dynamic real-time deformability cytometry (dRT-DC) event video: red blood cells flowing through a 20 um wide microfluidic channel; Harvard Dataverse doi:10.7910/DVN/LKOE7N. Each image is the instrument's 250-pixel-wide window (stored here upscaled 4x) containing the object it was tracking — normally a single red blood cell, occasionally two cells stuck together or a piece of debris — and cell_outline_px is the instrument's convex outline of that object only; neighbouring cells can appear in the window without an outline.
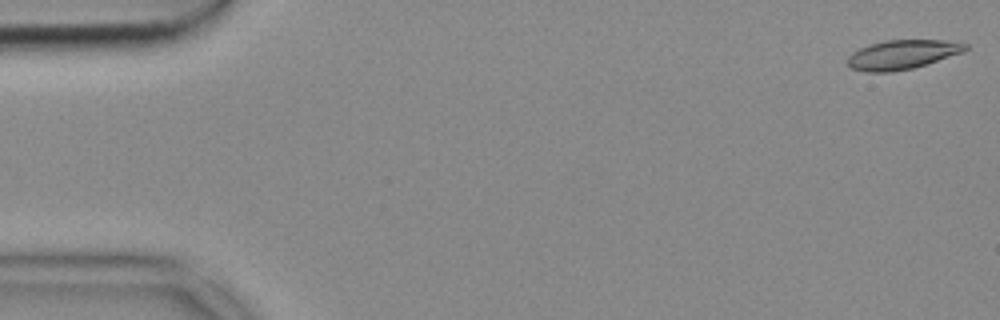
{"species": "common noctule bat (a hibernating species)", "species_latin": "Nyctalus noctula", "temperature_condition": "cold", "stored_images_in_passage": 53, "camera_frame_rate_fps": 3000, "um_per_image_px": 0.085, "animal": {"sex": "female", "body_mass_g": 18.4}, "frame": {"image": 1, "passage_image": 1, "time_ms": 0.0, "image_size_px": [1000, 320], "cell_outline_px": [[968, 48], [964, 52], [912, 68], [892, 72], [864, 72], [852, 68], [848, 64], [848, 56], [852, 52], [860, 48], [884, 40], [944, 40], [968, 44]], "centroid_in_image_um": [76.69, 4.64], "position_along_channel_um": 8.3, "area_um2": 19.94}}
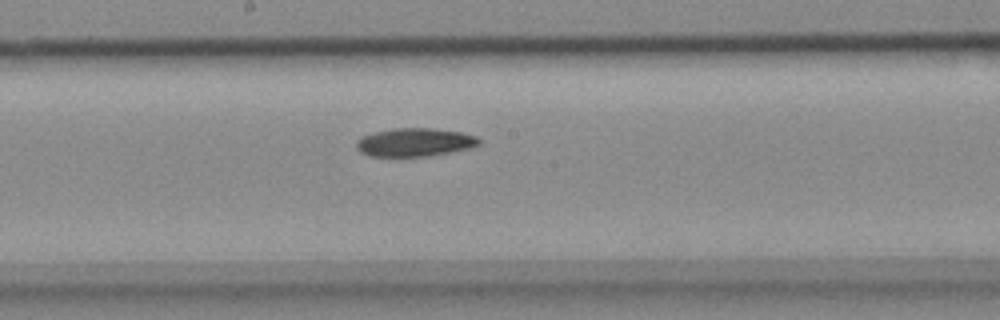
{"frame": {"image": 2, "passage_image": 28, "time_ms": 9.0, "image_size_px": [1000, 320], "cell_outline_px": [[484, 140], [480, 144], [472, 148], [428, 156], [368, 156], [360, 152], [356, 148], [356, 140], [360, 136], [372, 132], [392, 128], [432, 128], [460, 132], [476, 136]], "centroid_in_image_um": [35.24, 12.09], "position_along_channel_um": 213.0, "area_um2": 20.58}}
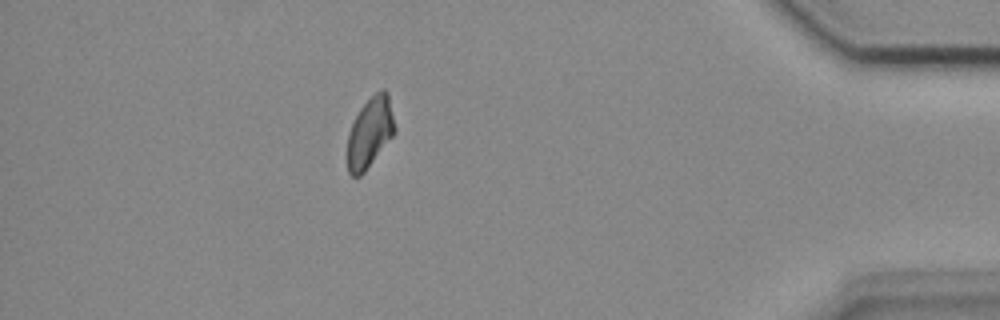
{"frame": {"image": 3, "passage_image": 47, "time_ms": 15.333, "image_size_px": [1000, 320], "cell_outline_px": [[396, 128], [392, 136], [364, 172], [360, 176], [352, 176], [348, 172], [348, 132], [360, 108], [376, 92], [384, 88], [388, 92]], "centroid_in_image_um": [31.45, 11.24], "position_along_channel_um": 403.8, "area_um2": 19.07}}